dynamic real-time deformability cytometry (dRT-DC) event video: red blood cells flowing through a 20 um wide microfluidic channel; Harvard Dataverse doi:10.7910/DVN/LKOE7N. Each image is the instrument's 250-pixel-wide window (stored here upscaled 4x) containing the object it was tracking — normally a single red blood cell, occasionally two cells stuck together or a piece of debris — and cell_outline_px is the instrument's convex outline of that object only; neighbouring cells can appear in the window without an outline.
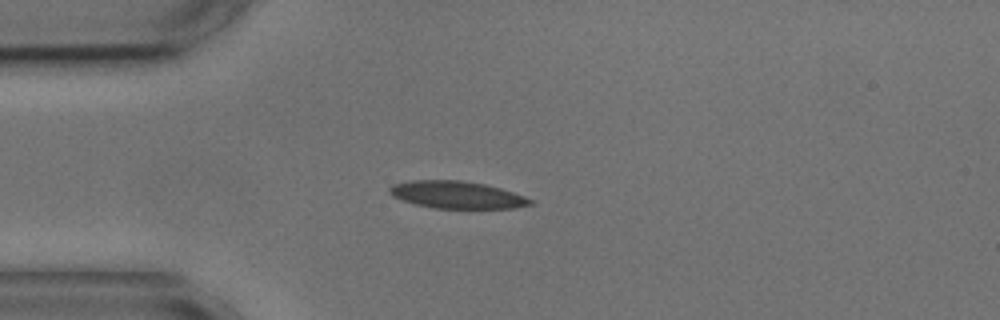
{"species": "common noctule bat (a hibernating species)", "species_latin": "Nyctalus noctula", "temperature_condition": "cold", "stored_images_in_passage": 2, "camera_frame_rate_fps": 3000, "um_per_image_px": 0.085, "animal": {"sex": "male", "body_mass_g": 17.9, "forearm_length_mm": 54.2}, "frame": {"image": 1, "passage_image": 2, "time_ms": 2.333, "image_size_px": [1000, 320], "cell_outline_px": [[536, 204], [516, 208], [436, 208], [416, 204], [392, 196], [388, 192], [388, 188], [392, 184], [408, 180], [460, 180], [484, 184], [500, 188], [524, 196], [532, 200]], "centroid_in_image_um": [38.83, 16.55], "position_along_channel_um": 46.2, "area_um2": 22.37}}